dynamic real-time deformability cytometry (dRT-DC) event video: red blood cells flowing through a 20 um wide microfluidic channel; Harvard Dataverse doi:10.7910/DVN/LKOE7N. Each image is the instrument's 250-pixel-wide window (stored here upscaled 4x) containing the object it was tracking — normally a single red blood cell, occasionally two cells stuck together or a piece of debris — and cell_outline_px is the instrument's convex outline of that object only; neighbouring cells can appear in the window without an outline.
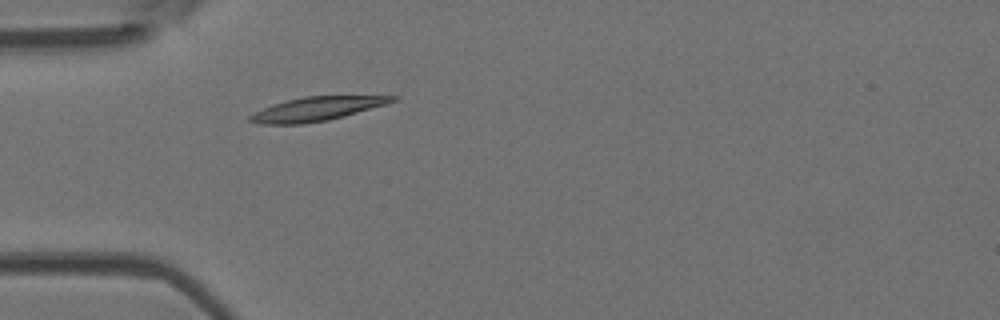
{"species": "Egyptian fruit bat (a non-hibernating species)", "species_latin": "Rousettus aegyptiacus", "temperature_condition": "room temperature", "stored_images_in_passage": 3, "camera_frame_rate_fps": 3000, "um_per_image_px": 0.085, "animal": {"sex": "female"}, "frame": {"image": 1, "passage_image": 3, "time_ms": 2.333, "image_size_px": [1000, 320], "cell_outline_px": [[400, 96], [396, 100], [388, 104], [344, 116], [328, 120], [304, 124], [260, 124], [248, 120], [248, 116], [252, 112], [272, 104], [284, 100], [304, 96]], "centroid_in_image_um": [26.88, 9.25], "position_along_channel_um": 58.1, "area_um2": 20.0}}